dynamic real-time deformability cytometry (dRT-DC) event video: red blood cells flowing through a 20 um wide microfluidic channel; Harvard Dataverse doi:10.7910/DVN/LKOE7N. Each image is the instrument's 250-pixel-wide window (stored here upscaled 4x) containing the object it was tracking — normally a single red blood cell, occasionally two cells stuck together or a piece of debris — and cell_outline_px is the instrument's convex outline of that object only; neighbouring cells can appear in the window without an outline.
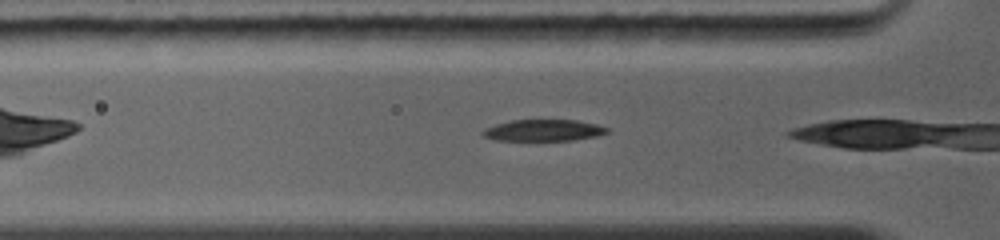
{"species": "common noctule bat (a hibernating species)", "species_latin": "Nyctalus noctula", "temperature_condition": "warm", "stored_images_in_passage": 8, "camera_frame_rate_fps": 5000, "um_per_image_px": 0.085, "animal": {"sex": "female", "body_mass_g": 19.0, "forearm_length_mm": 56.7}, "frame": {"image": 1, "passage_image": 3, "time_ms": 0.8, "image_size_px": [1000, 240], "cell_outline_px": [[608, 132], [596, 136], [572, 140], [496, 140], [484, 136], [480, 132], [484, 128], [508, 120], [576, 120], [596, 124], [608, 128]], "centroid_in_image_um": [46.16, 11.07], "position_along_channel_um": 79.6, "area_um2": 15.49}}
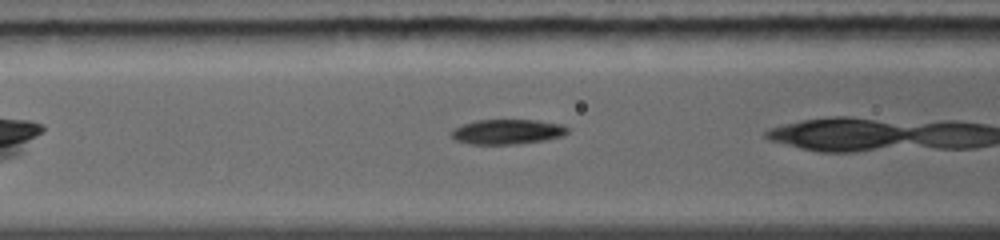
{"frame": {"image": 2, "passage_image": 6, "time_ms": 1.8, "image_size_px": [1000, 240], "cell_outline_px": [[568, 132], [560, 136], [544, 140], [516, 144], [472, 144], [456, 140], [452, 136], [452, 132], [456, 128], [464, 124], [476, 120], [536, 120], [560, 124], [568, 128]], "centroid_in_image_um": [43.13, 11.2], "position_along_channel_um": 123.5, "area_um2": 16.53}}